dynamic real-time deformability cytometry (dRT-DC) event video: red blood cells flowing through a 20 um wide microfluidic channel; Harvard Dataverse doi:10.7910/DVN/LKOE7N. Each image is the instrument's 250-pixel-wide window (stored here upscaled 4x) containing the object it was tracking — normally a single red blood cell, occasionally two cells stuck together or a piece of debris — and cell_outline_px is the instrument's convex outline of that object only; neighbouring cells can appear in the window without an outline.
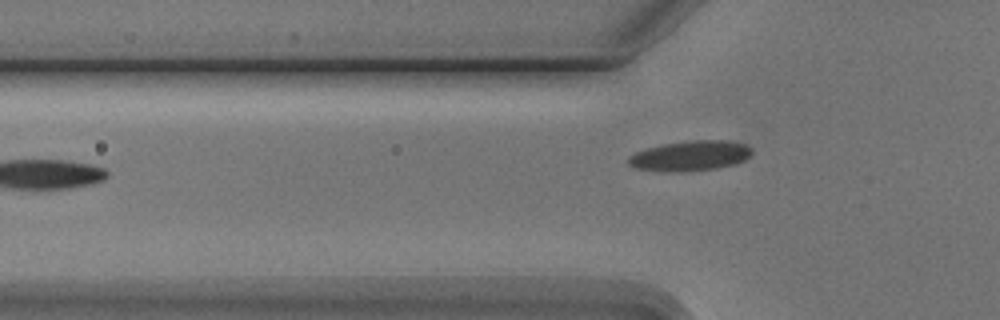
{"species": "Egyptian fruit bat (a non-hibernating species)", "species_latin": "Rousettus aegyptiacus", "temperature_condition": "cold", "stored_images_in_passage": 5, "camera_frame_rate_fps": 3000, "um_per_image_px": 0.085, "animal": {"sex": "male"}, "frame": {"image": 1, "passage_image": 5, "time_ms": 5.0, "image_size_px": [1000, 320], "cell_outline_px": [[752, 152], [744, 160], [732, 164], [716, 168], [680, 172], [664, 172], [632, 168], [628, 164], [628, 156], [644, 148], [664, 144], [692, 140], [728, 140], [748, 144], [752, 148]], "centroid_in_image_um": [58.63, 13.24], "position_along_channel_um": 67.2, "area_um2": 21.91}}